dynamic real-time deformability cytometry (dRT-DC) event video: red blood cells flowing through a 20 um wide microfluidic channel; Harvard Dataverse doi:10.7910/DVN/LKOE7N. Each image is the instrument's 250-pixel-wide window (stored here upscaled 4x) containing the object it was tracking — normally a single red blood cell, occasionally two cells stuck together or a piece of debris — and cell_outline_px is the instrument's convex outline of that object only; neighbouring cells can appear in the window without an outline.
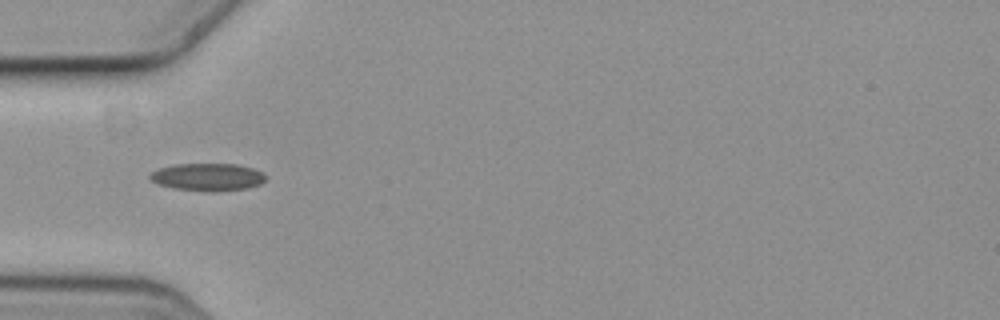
{"species": "common noctule bat (a hibernating species)", "species_latin": "Nyctalus noctula", "temperature_condition": "cold", "stored_images_in_passage": 11, "camera_frame_rate_fps": 3000, "um_per_image_px": 0.085, "animal": {"sex": "female", "body_mass_g": 19.3, "forearm_length_mm": 54.1}, "frame": {"image": 1, "passage_image": 5, "time_ms": 1.333, "image_size_px": [1000, 320], "cell_outline_px": [[264, 180], [260, 184], [248, 188], [176, 188], [160, 184], [152, 180], [148, 176], [152, 172], [160, 168], [176, 164], [236, 164], [252, 168], [264, 172]], "centroid_in_image_um": [17.66, 14.98], "position_along_channel_um": 67.3, "area_um2": 17.28}}
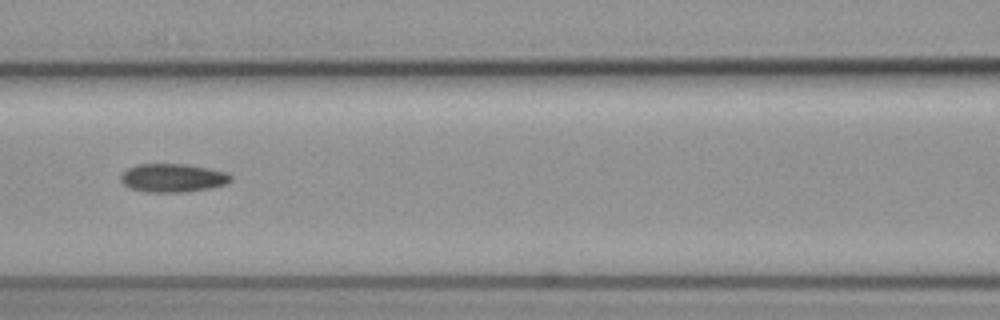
{"frame": {"image": 2, "passage_image": 7, "time_ms": 2.0, "image_size_px": [1000, 320], "cell_outline_px": [[232, 180], [228, 184], [208, 188], [184, 192], [148, 192], [132, 188], [124, 184], [120, 180], [120, 176], [128, 168], [136, 164], [188, 164], [228, 172], [232, 176]], "centroid_in_image_um": [14.72, 15.11], "position_along_channel_um": 151.9, "area_um2": 18.26}}
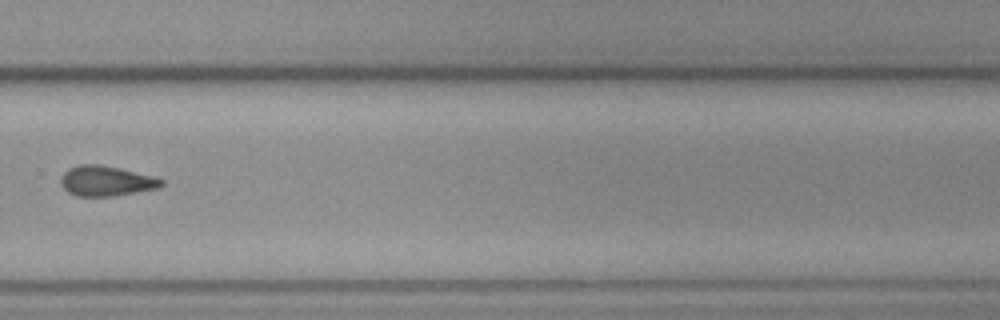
{"frame": {"image": 3, "passage_image": 11, "time_ms": 3.333, "image_size_px": [1000, 320], "cell_outline_px": [[164, 184], [156, 188], [136, 192], [112, 196], [76, 196], [68, 192], [60, 184], [60, 176], [68, 168], [80, 164], [100, 164], [120, 168], [152, 176], [164, 180]], "centroid_in_image_um": [8.98, 15.37], "position_along_channel_um": 320.8, "area_um2": 17.69}}